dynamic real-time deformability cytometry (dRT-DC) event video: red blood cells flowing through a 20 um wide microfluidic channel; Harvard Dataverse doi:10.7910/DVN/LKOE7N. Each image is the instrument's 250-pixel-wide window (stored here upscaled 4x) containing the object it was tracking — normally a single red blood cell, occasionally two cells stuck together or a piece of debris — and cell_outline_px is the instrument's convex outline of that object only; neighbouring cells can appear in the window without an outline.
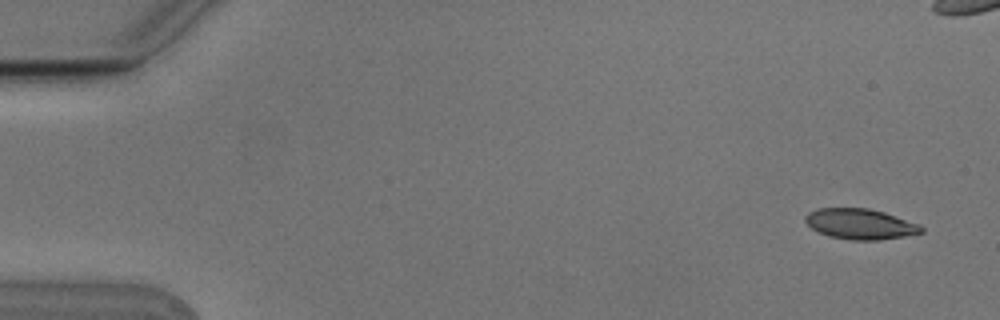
{"species": "Egyptian fruit bat (a non-hibernating species)", "species_latin": "Rousettus aegyptiacus", "temperature_condition": "cold", "stored_images_in_passage": 6, "camera_frame_rate_fps": 3000, "um_per_image_px": 0.085, "animal": {"sex": "male"}, "frame": {"image": 1, "passage_image": 1, "time_ms": 0.0, "image_size_px": [1000, 320], "cell_outline_px": [[924, 232], [904, 236], [880, 240], [852, 240], [828, 236], [812, 228], [804, 220], [804, 216], [808, 212], [820, 208], [868, 208], [884, 212], [920, 224], [924, 228]], "centroid_in_image_um": [73.13, 19.04], "position_along_channel_um": 11.9, "area_um2": 20.63}}
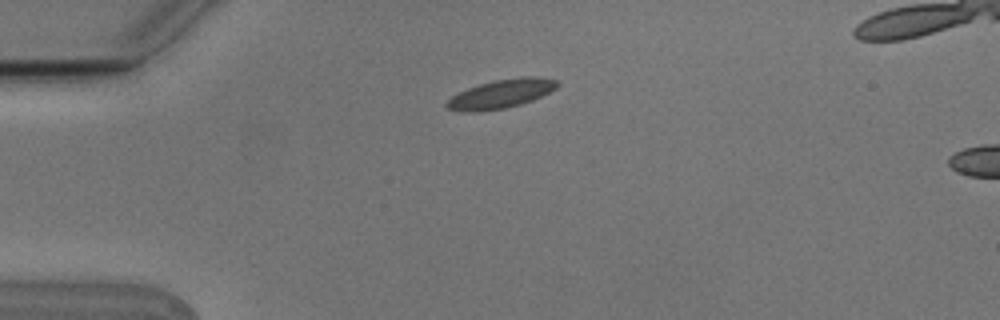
{"frame": {"image": 2, "passage_image": 6, "time_ms": 1.667, "image_size_px": [1000, 320], "cell_outline_px": [[560, 84], [556, 88], [532, 100], [520, 104], [504, 108], [480, 112], [460, 112], [448, 108], [444, 104], [452, 96], [468, 88], [492, 80], [520, 76], [536, 76], [556, 80]], "centroid_in_image_um": [42.57, 7.97], "position_along_channel_um": 42.4, "area_um2": 18.55}}